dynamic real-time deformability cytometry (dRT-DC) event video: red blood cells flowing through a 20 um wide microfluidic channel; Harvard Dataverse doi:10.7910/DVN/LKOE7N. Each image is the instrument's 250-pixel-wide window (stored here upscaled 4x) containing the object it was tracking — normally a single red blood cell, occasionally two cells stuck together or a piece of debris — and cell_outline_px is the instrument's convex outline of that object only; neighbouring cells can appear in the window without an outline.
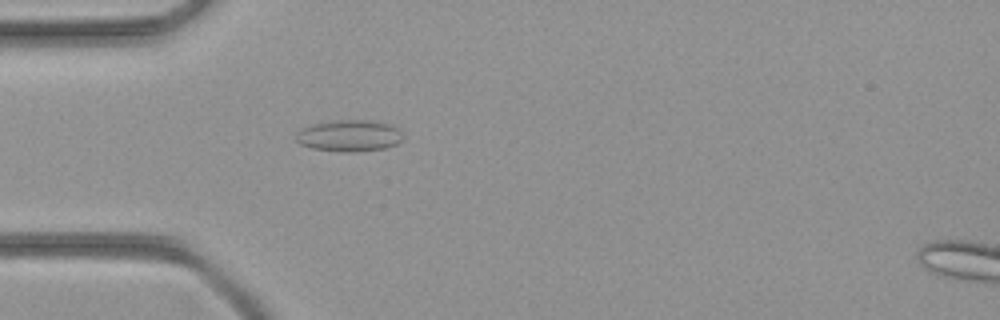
{"species": "common noctule bat (a hibernating species)", "species_latin": "Nyctalus noctula", "temperature_condition": "room temperature", "stored_images_in_passage": 47, "camera_frame_rate_fps": 3000, "um_per_image_px": 0.085, "animal": {"sex": "female", "body_mass_g": 21.9}, "frame": {"image": 1, "passage_image": 14, "time_ms": 4.333, "image_size_px": [1000, 320], "cell_outline_px": [[404, 136], [396, 144], [384, 148], [352, 152], [340, 152], [312, 148], [300, 144], [296, 140], [296, 132], [300, 128], [332, 120], [368, 120], [392, 124]], "centroid_in_image_um": [29.66, 11.53], "position_along_channel_um": 55.3, "area_um2": 19.65}}
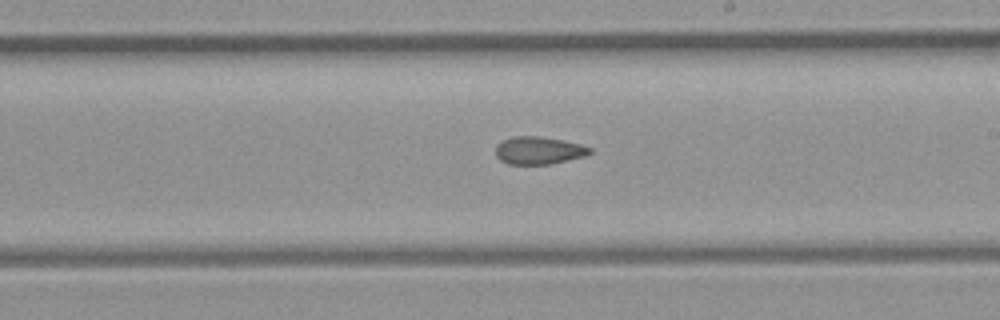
{"frame": {"image": 2, "passage_image": 27, "time_ms": 8.667, "image_size_px": [1000, 320], "cell_outline_px": [[592, 152], [584, 156], [552, 164], [508, 164], [500, 160], [496, 156], [496, 144], [500, 140], [512, 136], [540, 136], [580, 144], [592, 148]], "centroid_in_image_um": [45.75, 12.78], "position_along_channel_um": 243.2, "area_um2": 15.26}}
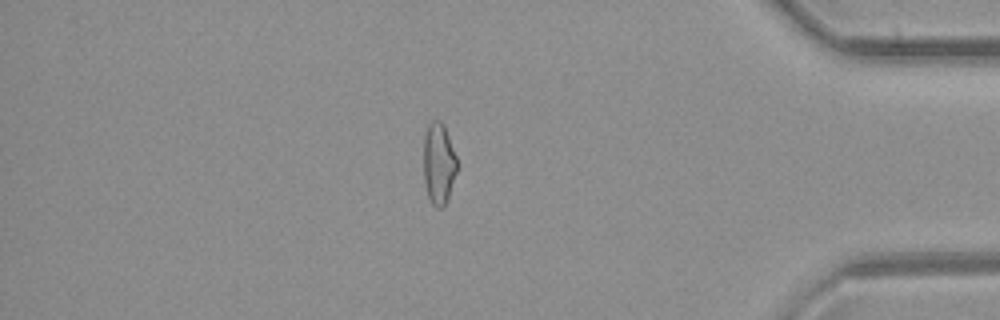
{"frame": {"image": 3, "passage_image": 40, "time_ms": 13.0, "image_size_px": [1000, 320], "cell_outline_px": [[456, 172], [444, 208], [436, 208], [432, 204], [428, 196], [424, 180], [424, 136], [428, 124], [432, 120], [440, 120], [444, 124], [456, 156]], "centroid_in_image_um": [37.28, 13.89], "position_along_channel_um": 397.9, "area_um2": 15.78}}